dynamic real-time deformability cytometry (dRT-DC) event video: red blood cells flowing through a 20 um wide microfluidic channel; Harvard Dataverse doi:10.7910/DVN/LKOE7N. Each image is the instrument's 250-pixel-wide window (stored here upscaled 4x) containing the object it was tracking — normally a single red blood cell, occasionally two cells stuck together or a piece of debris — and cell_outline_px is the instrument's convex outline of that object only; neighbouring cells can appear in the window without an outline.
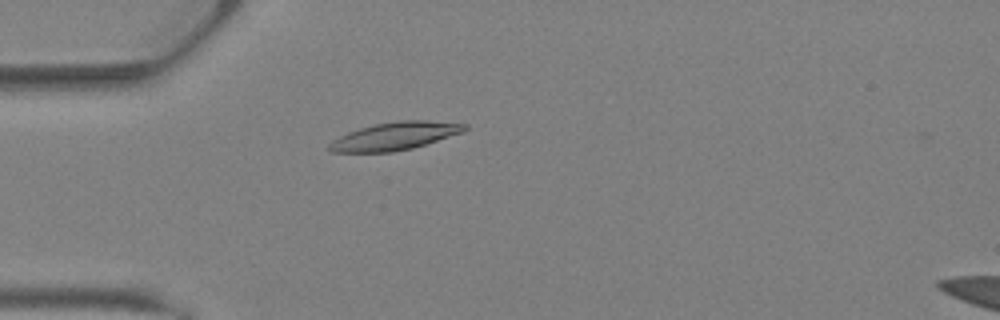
{"species": "Egyptian fruit bat (a non-hibernating species)", "species_latin": "Rousettus aegyptiacus", "temperature_condition": "warm", "stored_images_in_passage": 34, "camera_frame_rate_fps": 3000, "um_per_image_px": 0.085, "animal": {"sex": "female"}, "frame": {"image": 1, "passage_image": 7, "time_ms": 2.0, "image_size_px": [1000, 320], "cell_outline_px": [[468, 128], [464, 132], [412, 148], [392, 152], [332, 152], [328, 148], [328, 144], [332, 140], [348, 132], [360, 128], [376, 124], [400, 120], [428, 120], [468, 124]], "centroid_in_image_um": [33.58, 11.56], "position_along_channel_um": 51.4, "area_um2": 21.91}}
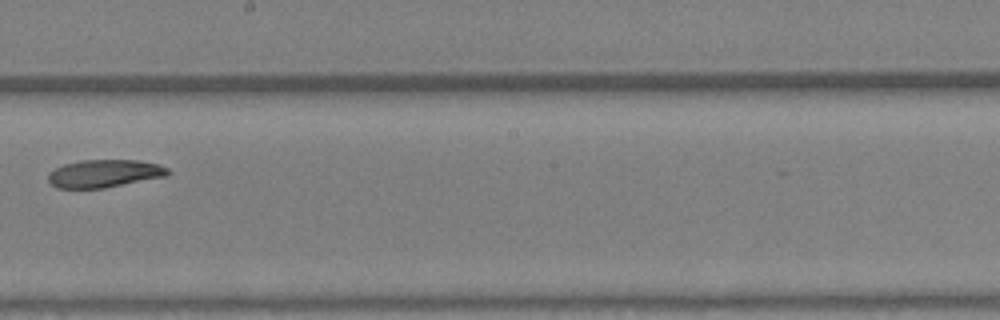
{"frame": {"image": 2, "passage_image": 18, "time_ms": 5.667, "image_size_px": [1000, 320], "cell_outline_px": [[172, 172], [168, 176], [104, 188], [56, 188], [48, 180], [48, 172], [64, 164], [80, 160], [140, 160], [160, 164], [168, 168]], "centroid_in_image_um": [8.91, 14.74], "position_along_channel_um": 239.3, "area_um2": 19.59}}
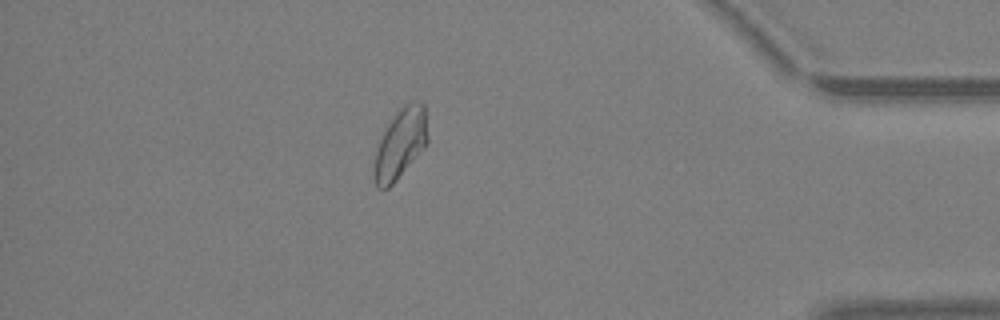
{"frame": {"image": 3, "passage_image": 29, "time_ms": 9.333, "image_size_px": [1000, 320], "cell_outline_px": [[428, 140], [424, 148], [396, 180], [388, 188], [376, 188], [376, 148], [388, 124], [396, 112], [404, 104], [412, 100], [416, 100], [424, 104], [428, 136]], "centroid_in_image_um": [34.08, 12.15], "position_along_channel_um": 401.1, "area_um2": 21.27}}